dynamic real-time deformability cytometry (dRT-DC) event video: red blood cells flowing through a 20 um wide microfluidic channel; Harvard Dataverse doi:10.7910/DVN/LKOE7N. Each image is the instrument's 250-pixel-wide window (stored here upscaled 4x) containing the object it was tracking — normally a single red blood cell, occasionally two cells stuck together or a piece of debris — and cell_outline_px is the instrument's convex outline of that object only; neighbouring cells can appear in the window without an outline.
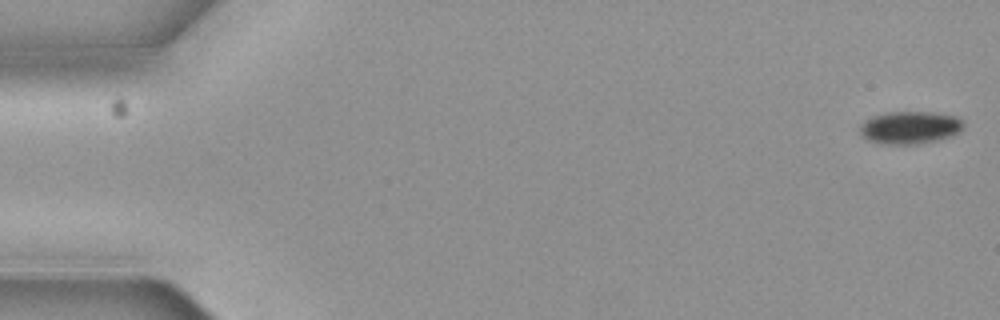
{"species": "common noctule bat (a hibernating species)", "species_latin": "Nyctalus noctula", "temperature_condition": "cold", "stored_images_in_passage": 7, "camera_frame_rate_fps": 3000, "um_per_image_px": 0.085, "animal": {"sex": "female", "body_mass_g": 19.3, "forearm_length_mm": 54.1}, "frame": {"image": 1, "passage_image": 1, "time_ms": 0.0, "image_size_px": [1000, 320], "cell_outline_px": [[964, 128], [948, 136], [916, 144], [880, 144], [868, 140], [860, 132], [860, 124], [872, 116], [888, 112], [932, 112], [956, 116], [964, 124]], "centroid_in_image_um": [77.3, 10.83], "position_along_channel_um": 7.7, "area_um2": 19.36}}
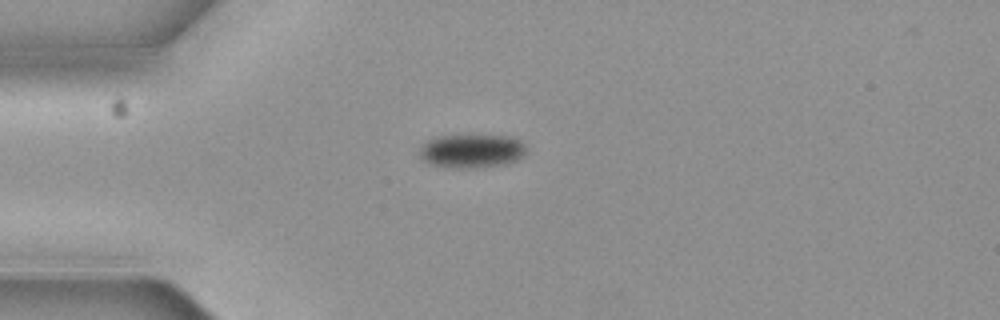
{"frame": {"image": 2, "passage_image": 5, "time_ms": 1.333, "image_size_px": [1000, 320], "cell_outline_px": [[528, 152], [520, 160], [508, 164], [480, 168], [448, 168], [428, 164], [420, 156], [420, 148], [428, 140], [436, 136], [476, 132], [512, 136], [520, 140], [528, 148]], "centroid_in_image_um": [40.17, 12.79], "position_along_channel_um": 44.8, "area_um2": 22.54}}
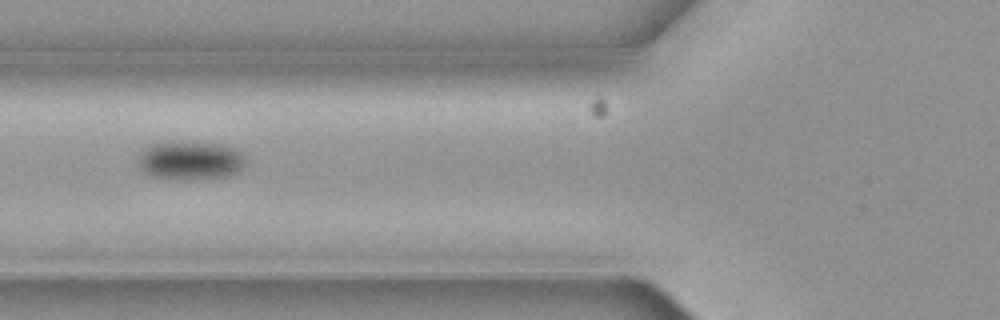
{"frame": {"image": 3, "passage_image": 7, "time_ms": 2.0, "image_size_px": [1000, 320], "cell_outline_px": [[248, 164], [240, 172], [228, 176], [192, 180], [164, 180], [152, 176], [144, 172], [140, 168], [140, 152], [144, 148], [152, 144], [172, 140], [224, 144], [240, 152], [248, 160]], "centroid_in_image_um": [16.22, 13.65], "position_along_channel_um": 109.6, "area_um2": 25.14}}